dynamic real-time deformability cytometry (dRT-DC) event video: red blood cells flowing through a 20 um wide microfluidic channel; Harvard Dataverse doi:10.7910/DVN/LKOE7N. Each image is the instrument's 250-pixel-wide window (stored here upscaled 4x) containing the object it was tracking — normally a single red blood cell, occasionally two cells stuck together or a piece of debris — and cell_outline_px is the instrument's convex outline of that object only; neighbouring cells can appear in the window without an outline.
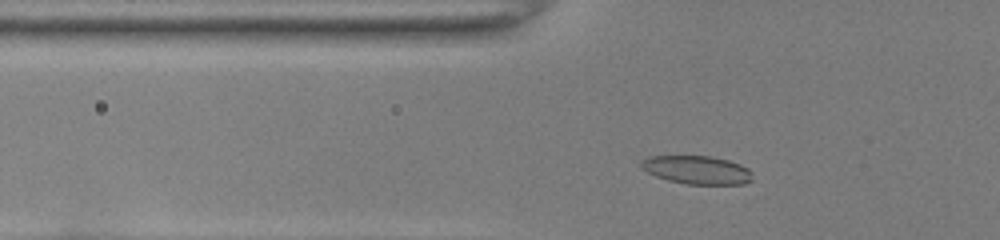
{"species": "common noctule bat (a hibernating species)", "species_latin": "Nyctalus noctula", "temperature_condition": "room temperature", "stored_images_in_passage": 39, "camera_frame_rate_fps": 3000, "um_per_image_px": 0.085, "animal": {"sex": "female", "body_mass_g": 22.0, "forearm_length_mm": 56.7}, "frame": {"image": 1, "passage_image": 6, "time_ms": 1.667, "image_size_px": [1000, 240], "cell_outline_px": [[752, 180], [744, 184], [684, 184], [668, 180], [656, 176], [648, 172], [640, 164], [648, 156], [712, 156], [728, 160], [740, 164], [748, 168], [752, 172]], "centroid_in_image_um": [59.29, 14.44], "position_along_channel_um": 66.5, "area_um2": 18.32}}
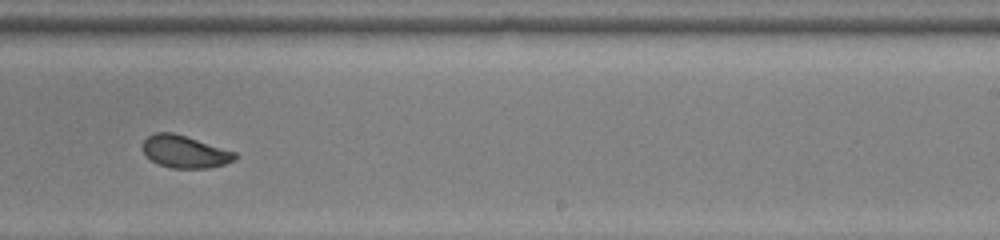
{"frame": {"image": 2, "passage_image": 22, "time_ms": 7.0, "image_size_px": [1000, 240], "cell_outline_px": [[236, 160], [212, 168], [172, 168], [156, 164], [144, 152], [144, 140], [148, 136], [156, 132], [172, 132], [236, 152]], "centroid_in_image_um": [15.73, 12.91], "position_along_channel_um": 273.3, "area_um2": 17.22}}
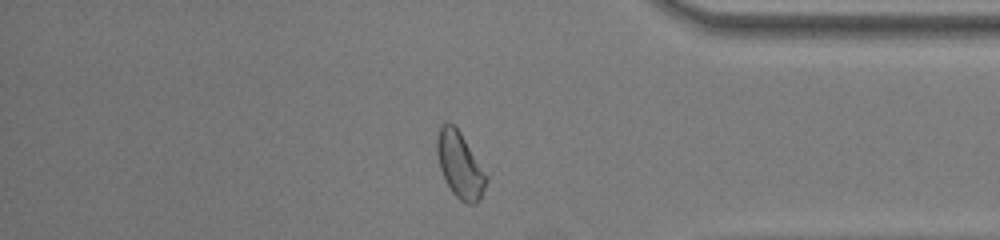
{"frame": {"image": 3, "passage_image": 32, "time_ms": 10.333, "image_size_px": [1000, 240], "cell_outline_px": [[488, 176], [480, 200], [476, 204], [468, 204], [460, 200], [452, 192], [440, 168], [436, 152], [436, 140], [440, 124], [448, 120], [460, 132]], "centroid_in_image_um": [39.08, 14.01], "position_along_channel_um": 396.1, "area_um2": 18.79}, "authors_computed_cell_mechanics": {"area_um2": 17.918, "velocity_mm_per_s": 4.0142, "shape_relaxation_time_tau1_ms": 3.9612, "shape_relaxation_time_tau2_ms": 1.264, "deformation_change_tau1": 0.1411, "deformation_change_tau2": 0.0478}}